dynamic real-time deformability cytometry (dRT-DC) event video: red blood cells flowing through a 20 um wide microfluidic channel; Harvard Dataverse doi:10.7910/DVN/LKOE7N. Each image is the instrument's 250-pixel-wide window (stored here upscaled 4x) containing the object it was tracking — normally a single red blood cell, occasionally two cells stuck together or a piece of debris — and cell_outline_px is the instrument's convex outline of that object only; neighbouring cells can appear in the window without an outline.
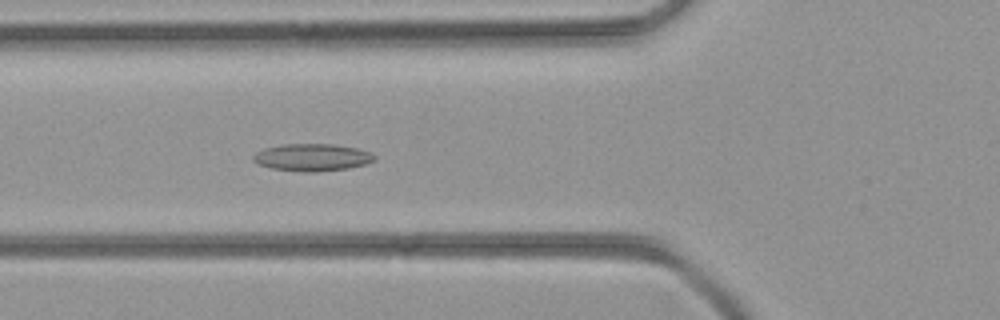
{"species": "common noctule bat (a hibernating species)", "species_latin": "Nyctalus noctula", "temperature_condition": "room temperature", "stored_images_in_passage": 43, "camera_frame_rate_fps": 3000, "um_per_image_px": 0.085, "animal": {"sex": "female", "body_mass_g": 21.9}, "frame": {"image": 1, "passage_image": 16, "time_ms": 5.0, "image_size_px": [1000, 320], "cell_outline_px": [[376, 160], [364, 164], [348, 168], [316, 172], [304, 172], [272, 168], [256, 164], [252, 160], [252, 156], [256, 152], [264, 148], [280, 144], [332, 144], [356, 148], [372, 152], [376, 156]], "centroid_in_image_um": [26.51, 13.37], "position_along_channel_um": 99.3, "area_um2": 19.42}}
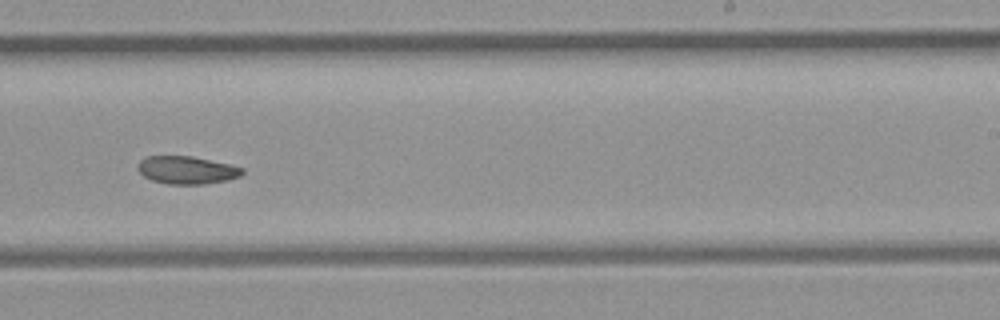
{"frame": {"image": 2, "passage_image": 27, "time_ms": 8.667, "image_size_px": [1000, 320], "cell_outline_px": [[244, 172], [240, 176], [228, 180], [204, 184], [168, 184], [152, 180], [144, 176], [136, 168], [140, 160], [144, 156], [192, 156], [228, 164], [244, 168]], "centroid_in_image_um": [15.86, 14.45], "position_along_channel_um": 273.1, "area_um2": 16.94}}
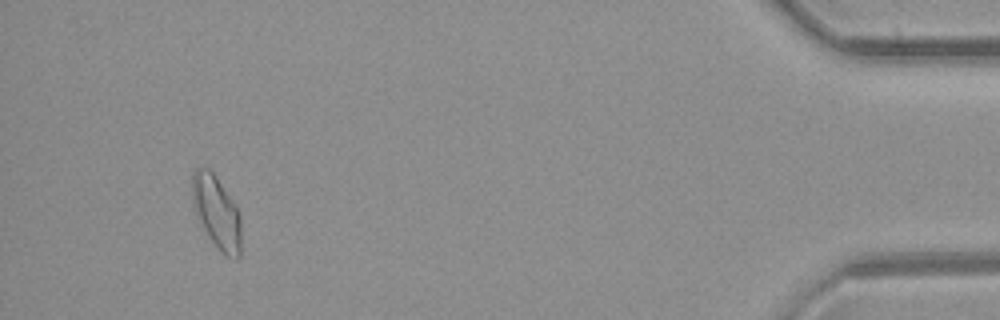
{"frame": {"image": 3, "passage_image": 41, "time_ms": 13.333, "image_size_px": [1000, 320], "cell_outline_px": [[240, 256], [236, 260], [228, 256], [208, 236], [196, 212], [192, 200], [192, 172], [196, 168], [208, 168], [212, 172], [236, 208], [240, 216]], "centroid_in_image_um": [18.4, 18.02], "position_along_channel_um": 416.8, "area_um2": 19.83}}